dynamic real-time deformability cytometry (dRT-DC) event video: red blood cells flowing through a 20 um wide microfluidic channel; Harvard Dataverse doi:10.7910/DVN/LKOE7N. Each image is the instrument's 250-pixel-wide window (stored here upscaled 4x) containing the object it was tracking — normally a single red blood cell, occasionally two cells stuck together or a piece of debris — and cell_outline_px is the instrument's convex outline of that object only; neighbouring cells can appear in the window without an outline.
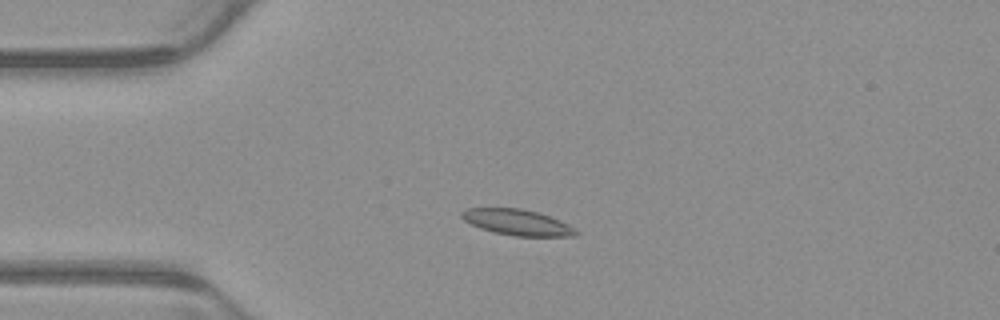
{"species": "common noctule bat (a hibernating species)", "species_latin": "Nyctalus noctula", "temperature_condition": "warm", "stored_images_in_passage": 7, "camera_frame_rate_fps": 3000, "um_per_image_px": 0.085, "animal": {"sex": "male", "body_mass_g": 23.1, "forearm_length_mm": 52.7}, "frame": {"image": 1, "passage_image": 3, "time_ms": 0.667, "image_size_px": [1000, 320], "cell_outline_px": [[580, 232], [576, 236], [516, 236], [496, 232], [480, 228], [464, 220], [460, 216], [460, 212], [468, 208], [520, 208], [540, 212], [560, 220], [576, 228]], "centroid_in_image_um": [44.01, 18.89], "position_along_channel_um": 41.0, "area_um2": 17.28}}
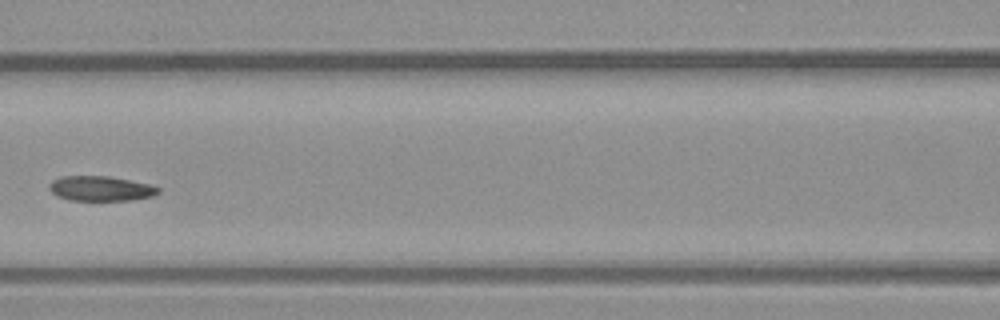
{"frame": {"image": 2, "passage_image": 6, "time_ms": 1.667, "image_size_px": [1000, 320], "cell_outline_px": [[160, 192], [152, 196], [132, 200], [68, 200], [56, 196], [48, 188], [48, 184], [52, 180], [60, 176], [108, 176], [148, 184], [160, 188]], "centroid_in_image_um": [8.51, 16.02], "position_along_channel_um": 158.1, "area_um2": 15.84}}
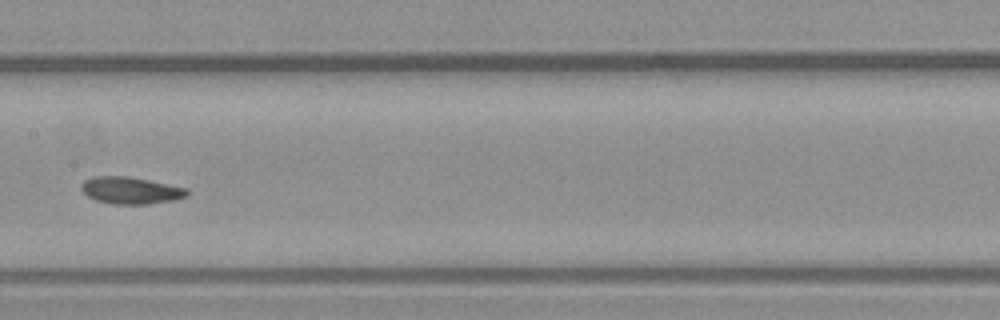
{"frame": {"image": 3, "passage_image": 7, "time_ms": 2.0, "image_size_px": [1000, 320], "cell_outline_px": [[188, 196], [176, 200], [148, 204], [112, 204], [96, 200], [88, 196], [80, 188], [80, 184], [84, 180], [92, 176], [128, 176], [188, 188]], "centroid_in_image_um": [11.11, 16.18], "position_along_channel_um": 196.3, "area_um2": 16.76}}